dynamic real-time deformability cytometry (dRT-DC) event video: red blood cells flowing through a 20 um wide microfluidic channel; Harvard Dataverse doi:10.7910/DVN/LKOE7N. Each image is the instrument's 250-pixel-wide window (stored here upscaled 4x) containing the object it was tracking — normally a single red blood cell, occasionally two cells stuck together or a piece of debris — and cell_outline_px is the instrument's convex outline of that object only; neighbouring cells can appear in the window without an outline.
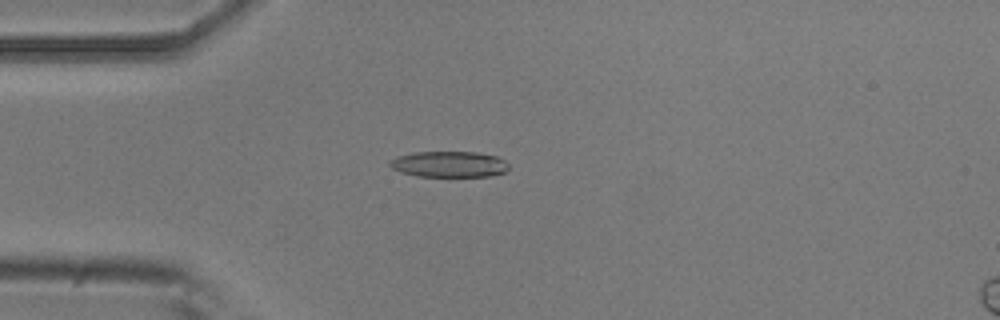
{"species": "common noctule bat (a hibernating species)", "species_latin": "Nyctalus noctula", "temperature_condition": "room temperature", "stored_images_in_passage": 42, "camera_frame_rate_fps": 3000, "um_per_image_px": 0.085, "animal": {"sex": "male", "body_mass_g": 20.5, "forearm_length_mm": 52.5}, "frame": {"image": 1, "passage_image": 4, "time_ms": 1.0, "image_size_px": [1000, 320], "cell_outline_px": [[508, 168], [504, 172], [492, 176], [416, 176], [400, 172], [392, 168], [388, 164], [396, 156], [416, 152], [476, 152], [496, 156], [504, 160], [508, 164]], "centroid_in_image_um": [38.17, 13.96], "position_along_channel_um": 46.8, "area_um2": 17.92}}
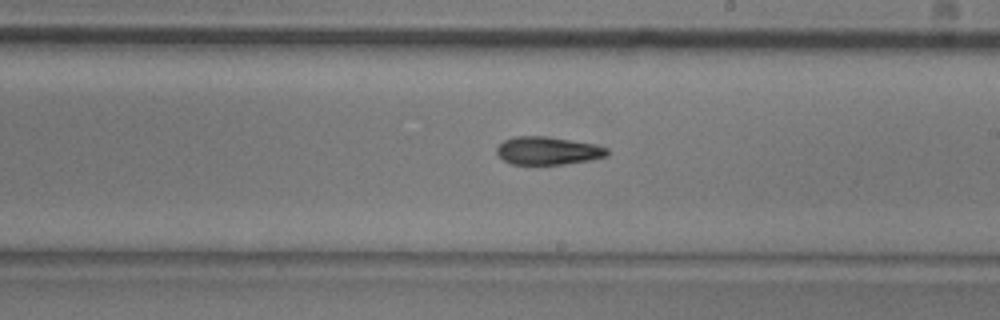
{"frame": {"image": 2, "passage_image": 20, "time_ms": 6.333, "image_size_px": [1000, 320], "cell_outline_px": [[608, 156], [588, 160], [564, 164], [512, 164], [504, 160], [496, 152], [496, 148], [504, 140], [512, 136], [548, 136], [592, 144], [608, 148]], "centroid_in_image_um": [46.54, 12.8], "position_along_channel_um": 242.5, "area_um2": 17.86}}
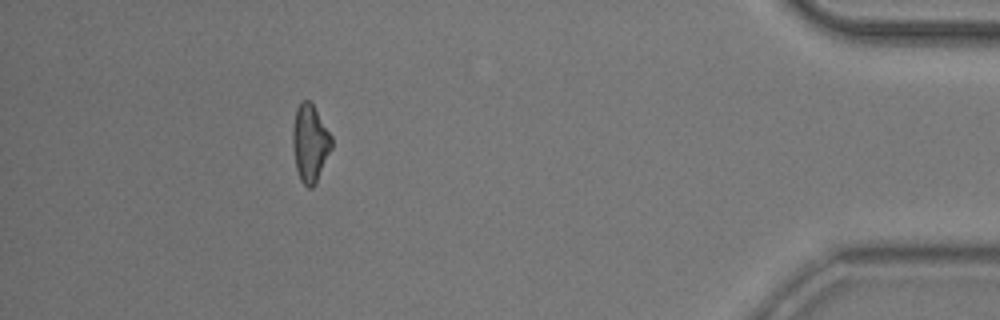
{"frame": {"image": 3, "passage_image": 37, "time_ms": 12.0, "image_size_px": [1000, 320], "cell_outline_px": [[332, 148], [316, 184], [312, 188], [308, 188], [300, 180], [296, 168], [292, 144], [292, 128], [296, 108], [300, 100], [308, 100], [312, 104], [332, 136]], "centroid_in_image_um": [26.34, 12.18], "position_along_channel_um": 408.9, "area_um2": 17.69}, "authors_computed_cell_mechanics": {"area_um2": 18.0336, "velocity_mm_per_s": 3.9182, "shape_relaxation_time_tau1_ms": 5.3094, "shape_relaxation_time_tau2_ms": 6.5102, "deformation_change_tau1": 0.1386, "deformation_change_tau2": 0.1769}}